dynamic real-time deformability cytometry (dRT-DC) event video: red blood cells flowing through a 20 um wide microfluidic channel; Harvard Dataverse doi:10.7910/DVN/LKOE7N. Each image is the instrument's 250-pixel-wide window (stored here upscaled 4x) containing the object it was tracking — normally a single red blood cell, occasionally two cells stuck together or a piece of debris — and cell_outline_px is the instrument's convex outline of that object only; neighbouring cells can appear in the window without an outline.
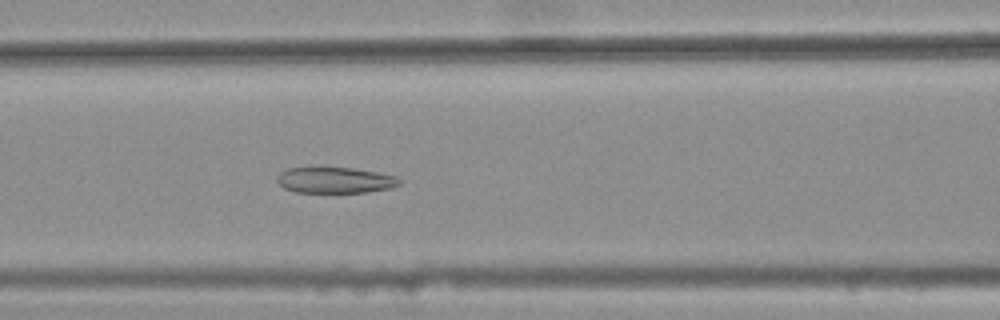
{"species": "common noctule bat (a hibernating species)", "species_latin": "Nyctalus noctula", "temperature_condition": "warm", "stored_images_in_passage": 31, "camera_frame_rate_fps": 3000, "um_per_image_px": 0.085, "animal": {"sex": "female", "body_mass_g": 25.1}, "frame": {"image": 1, "passage_image": 13, "time_ms": 4.0, "image_size_px": [1000, 320], "cell_outline_px": [[400, 184], [392, 188], [368, 192], [296, 192], [284, 188], [276, 180], [276, 176], [280, 172], [288, 168], [352, 168], [376, 172], [396, 176], [400, 180]], "centroid_in_image_um": [28.48, 15.32], "position_along_channel_um": 138.1, "area_um2": 18.38}}
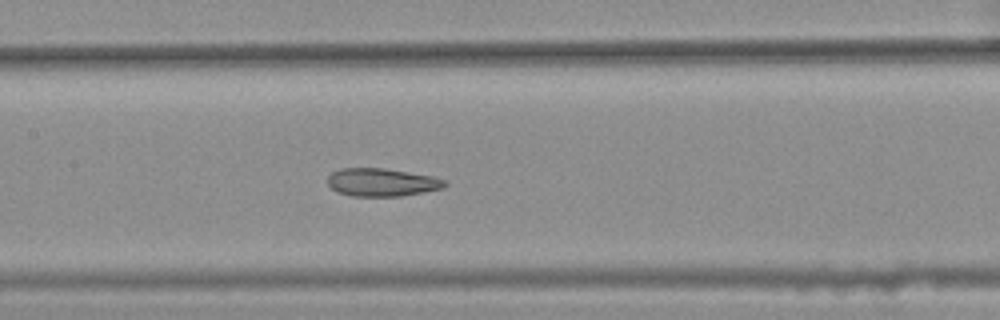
{"frame": {"image": 2, "passage_image": 16, "time_ms": 5.0, "image_size_px": [1000, 320], "cell_outline_px": [[448, 184], [444, 188], [424, 192], [400, 196], [352, 196], [336, 192], [328, 184], [328, 176], [332, 172], [340, 168], [384, 168], [432, 176], [448, 180]], "centroid_in_image_um": [32.48, 15.49], "position_along_channel_um": 174.9, "area_um2": 19.25}}
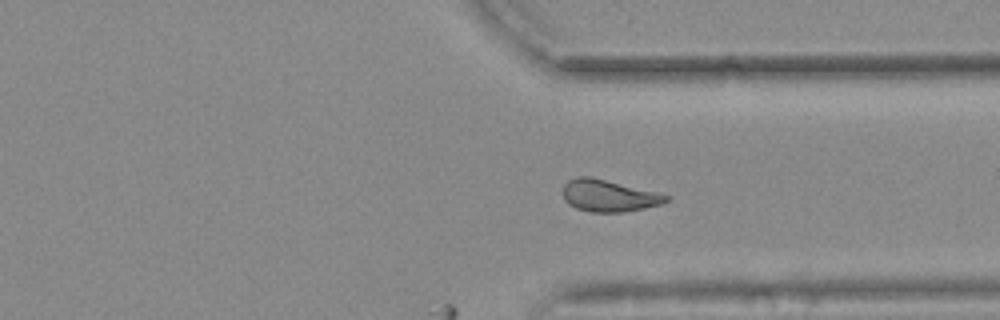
{"frame": {"image": 3, "passage_image": 31, "time_ms": 10.0, "image_size_px": [1000, 320], "cell_outline_px": [[672, 196], [668, 200], [660, 204], [644, 208], [624, 212], [592, 212], [576, 208], [568, 204], [564, 200], [564, 184], [568, 180], [576, 176], [588, 176], [660, 192]], "centroid_in_image_um": [51.76, 16.63], "position_along_channel_um": 359.6, "area_um2": 19.25}}